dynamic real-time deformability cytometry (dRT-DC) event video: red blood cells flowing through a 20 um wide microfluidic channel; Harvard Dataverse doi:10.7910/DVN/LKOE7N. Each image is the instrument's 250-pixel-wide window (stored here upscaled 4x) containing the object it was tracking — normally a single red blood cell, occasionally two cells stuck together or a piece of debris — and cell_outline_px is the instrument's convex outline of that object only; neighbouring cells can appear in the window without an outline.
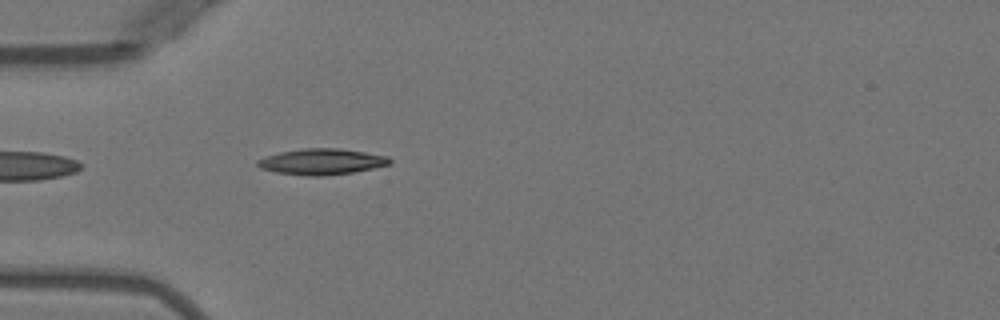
{"species": "Egyptian fruit bat (a non-hibernating species)", "species_latin": "Rousettus aegyptiacus", "temperature_condition": "warm", "stored_images_in_passage": 38, "camera_frame_rate_fps": 3000, "um_per_image_px": 0.085, "animal": {"sex": "female"}, "frame": {"image": 1, "passage_image": 3, "time_ms": 0.667, "image_size_px": [1000, 320], "cell_outline_px": [[392, 164], [352, 172], [324, 176], [308, 176], [276, 172], [260, 168], [256, 164], [256, 160], [280, 152], [304, 148], [340, 148], [388, 156], [392, 160]], "centroid_in_image_um": [27.36, 13.74], "position_along_channel_um": 57.6, "area_um2": 19.94}}
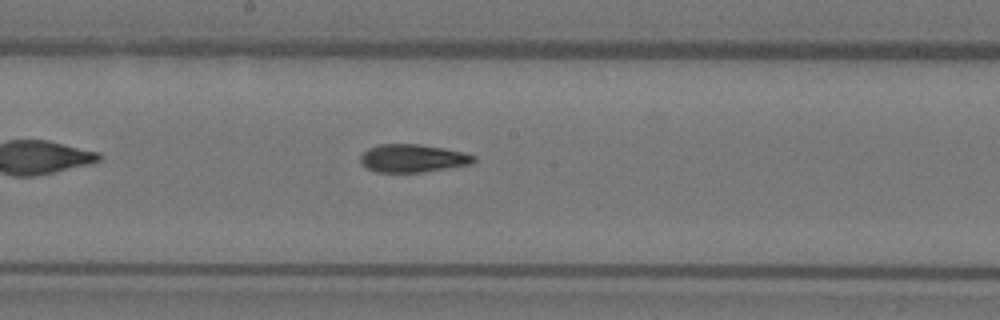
{"frame": {"image": 2, "passage_image": 15, "time_ms": 4.667, "image_size_px": [1000, 320], "cell_outline_px": [[476, 160], [472, 164], [420, 172], [376, 172], [360, 164], [360, 156], [368, 148], [380, 144], [420, 144], [444, 148], [464, 152], [476, 156]], "centroid_in_image_um": [35.08, 13.45], "position_along_channel_um": 213.1, "area_um2": 18.5}}
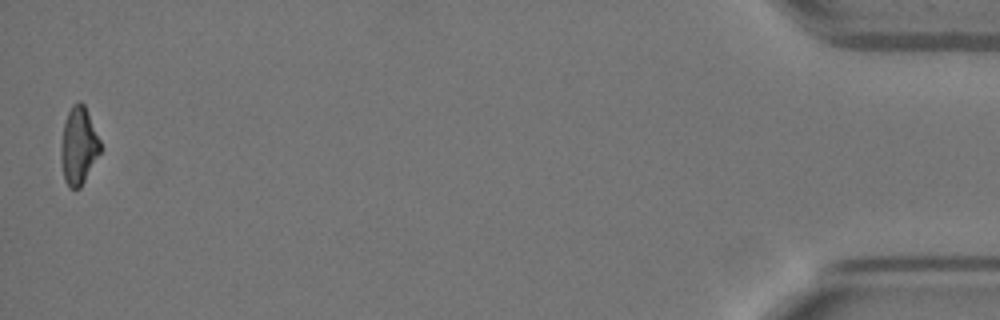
{"frame": {"image": 3, "passage_image": 38, "time_ms": 12.333, "image_size_px": [1000, 320], "cell_outline_px": [[100, 152], [80, 188], [68, 188], [64, 180], [60, 160], [60, 148], [64, 124], [68, 112], [72, 104], [80, 100], [84, 104], [100, 140]], "centroid_in_image_um": [6.65, 12.4], "position_along_channel_um": 428.5, "area_um2": 17.69}, "authors_computed_cell_mechanics": {"area_um2": 18.5538, "velocity_mm_per_s": 3.9968, "shape_relaxation_time_tau1_ms": 5.9128, "shape_relaxation_time_tau2_ms": 3.1986, "deformation_change_tau1": 0.1983, "deformation_change_tau2": 0.121}}